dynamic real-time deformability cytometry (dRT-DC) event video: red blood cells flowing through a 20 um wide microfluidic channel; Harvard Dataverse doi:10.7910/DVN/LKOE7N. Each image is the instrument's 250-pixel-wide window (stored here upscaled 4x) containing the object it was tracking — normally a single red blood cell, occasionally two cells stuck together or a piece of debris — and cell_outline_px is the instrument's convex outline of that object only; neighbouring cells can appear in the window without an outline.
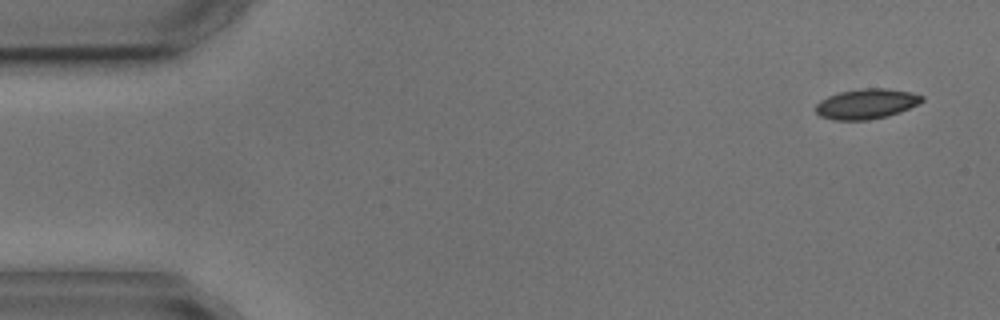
{"species": "common noctule bat (a hibernating species)", "species_latin": "Nyctalus noctula", "temperature_condition": "cold", "stored_images_in_passage": 4, "camera_frame_rate_fps": 3000, "um_per_image_px": 0.085, "animal": {"sex": "male", "body_mass_g": 17.9, "forearm_length_mm": 54.2}, "frame": {"image": 1, "passage_image": 1, "time_ms": 0.0, "image_size_px": [1000, 320], "cell_outline_px": [[924, 100], [900, 112], [888, 116], [868, 120], [832, 120], [820, 116], [816, 112], [816, 104], [820, 100], [828, 96], [840, 92], [864, 88], [884, 88], [912, 92], [924, 96]], "centroid_in_image_um": [73.63, 8.83], "position_along_channel_um": 11.4, "area_um2": 18.61}}
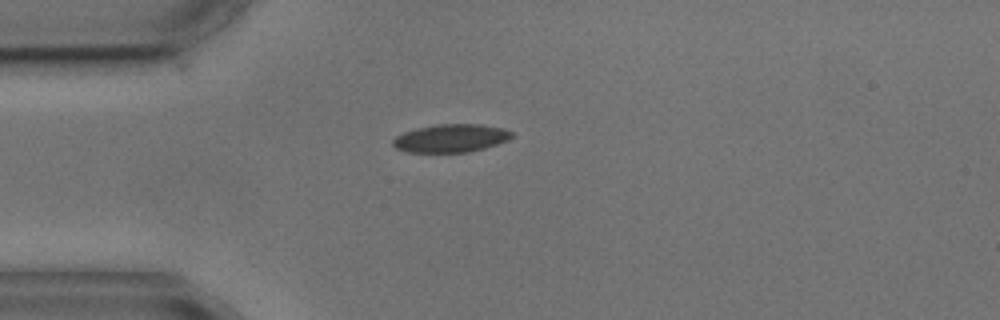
{"frame": {"image": 2, "passage_image": 4, "time_ms": 3.667, "image_size_px": [1000, 320], "cell_outline_px": [[512, 136], [508, 140], [484, 148], [468, 152], [408, 152], [396, 148], [392, 144], [392, 140], [396, 136], [404, 132], [436, 124], [480, 124], [504, 128], [512, 132]], "centroid_in_image_um": [38.33, 11.74], "position_along_channel_um": 46.7, "area_um2": 19.31}}